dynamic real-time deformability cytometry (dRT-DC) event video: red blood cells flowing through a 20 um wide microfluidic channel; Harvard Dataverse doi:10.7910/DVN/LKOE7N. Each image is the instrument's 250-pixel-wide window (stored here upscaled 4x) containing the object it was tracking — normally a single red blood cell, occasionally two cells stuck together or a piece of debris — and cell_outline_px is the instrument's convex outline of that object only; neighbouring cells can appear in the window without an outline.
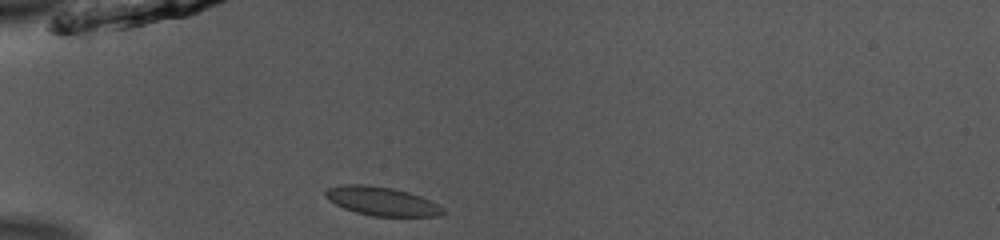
{"species": "common noctule bat (a hibernating species)", "species_latin": "Nyctalus noctula", "temperature_condition": "room temperature", "stored_images_in_passage": 37, "camera_frame_rate_fps": 3000, "um_per_image_px": 0.085, "animal": {"sex": "male", "body_mass_g": 13.0, "forearm_length_mm": 53.1}, "frame": {"image": 1, "passage_image": 1, "time_ms": 0.0, "image_size_px": [1000, 240], "cell_outline_px": [[448, 212], [440, 216], [372, 216], [356, 212], [344, 208], [328, 200], [324, 196], [324, 192], [328, 188], [340, 184], [364, 184], [392, 188], [408, 192], [432, 200], [440, 204]], "centroid_in_image_um": [32.49, 17.1], "position_along_channel_um": 52.5, "area_um2": 19.94}}
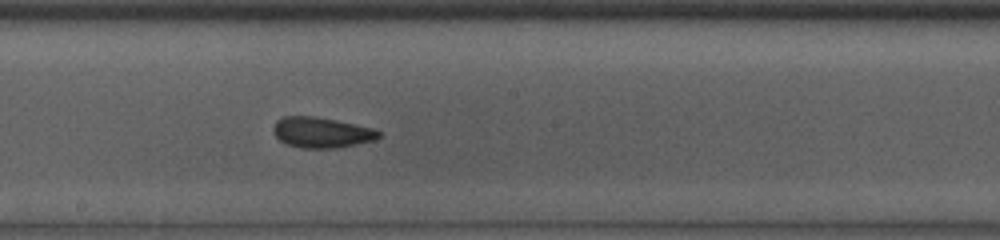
{"frame": {"image": 2, "passage_image": 15, "time_ms": 4.667, "image_size_px": [1000, 240], "cell_outline_px": [[384, 136], [376, 140], [340, 148], [304, 148], [288, 144], [280, 140], [276, 136], [272, 128], [276, 120], [284, 116], [316, 116], [336, 120], [372, 128], [380, 132]], "centroid_in_image_um": [27.37, 11.26], "position_along_channel_um": 220.8, "area_um2": 18.9}}
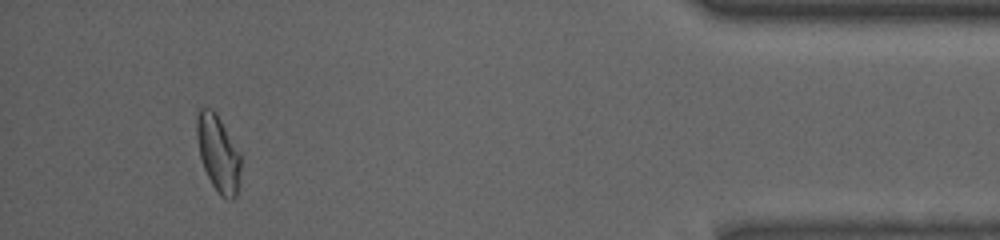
{"frame": {"image": 3, "passage_image": 34, "time_ms": 11.0, "image_size_px": [1000, 240], "cell_outline_px": [[240, 184], [236, 196], [232, 200], [228, 200], [220, 196], [212, 184], [204, 168], [200, 156], [196, 136], [196, 116], [200, 108], [212, 108], [216, 112], [240, 152]], "centroid_in_image_um": [18.55, 13.05], "position_along_channel_um": 416.6, "area_um2": 19.83}, "authors_computed_cell_mechanics": {"area_um2": 19.1896, "velocity_mm_per_s": 3.911, "shape_relaxation_time_tau1_ms": 3.456, "shape_relaxation_time_tau2_ms": 1.5078, "deformation_change_tau1": 0.0898, "deformation_change_tau2": 0.0604}}